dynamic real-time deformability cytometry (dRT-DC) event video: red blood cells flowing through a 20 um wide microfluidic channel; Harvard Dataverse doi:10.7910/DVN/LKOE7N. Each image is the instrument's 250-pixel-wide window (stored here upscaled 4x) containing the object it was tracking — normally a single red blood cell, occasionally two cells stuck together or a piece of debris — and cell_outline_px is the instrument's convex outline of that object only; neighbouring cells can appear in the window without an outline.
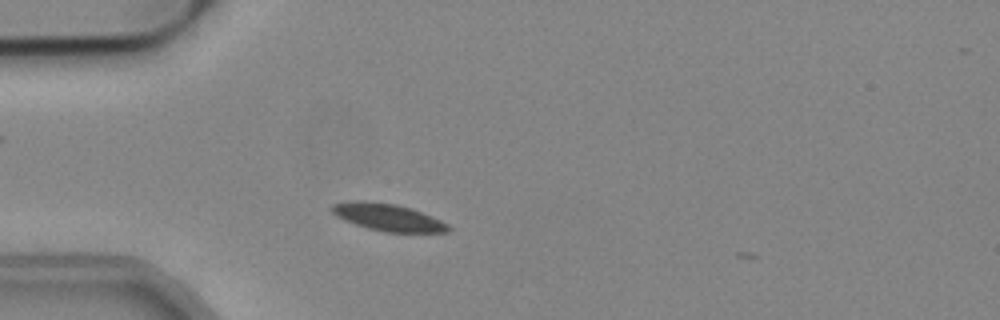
{"species": "common noctule bat (a hibernating species)", "species_latin": "Nyctalus noctula", "temperature_condition": "cold", "stored_images_in_passage": 6, "camera_frame_rate_fps": 3000, "um_per_image_px": 0.085, "animal": {"sex": "male", "body_mass_g": 19.2, "forearm_length_mm": 51.8}, "frame": {"image": 1, "passage_image": 4, "time_ms": 1.0, "image_size_px": [1000, 320], "cell_outline_px": [[452, 228], [448, 232], [384, 232], [368, 228], [356, 224], [336, 216], [328, 208], [332, 204], [356, 200], [368, 200], [396, 204], [412, 208], [440, 220], [448, 224]], "centroid_in_image_um": [32.96, 18.45], "position_along_channel_um": 52.0, "area_um2": 18.5}}